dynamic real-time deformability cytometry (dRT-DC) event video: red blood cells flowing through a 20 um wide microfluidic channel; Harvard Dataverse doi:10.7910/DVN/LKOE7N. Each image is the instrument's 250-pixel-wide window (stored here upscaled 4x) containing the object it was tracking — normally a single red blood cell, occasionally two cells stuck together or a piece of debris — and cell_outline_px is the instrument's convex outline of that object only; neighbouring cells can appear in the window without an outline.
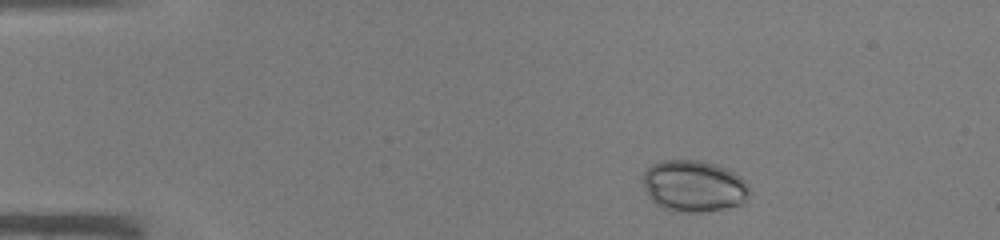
{"species": "common noctule bat (a hibernating species)", "species_latin": "Nyctalus noctula", "temperature_condition": "warm", "stored_images_in_passage": 38, "camera_frame_rate_fps": 3000, "um_per_image_px": 0.085, "animal": {"sex": "male", "body_mass_g": 19.0, "forearm_length_mm": 50.8}, "frame": {"image": 1, "passage_image": 1, "time_ms": 0.0, "image_size_px": [1000, 240], "cell_outline_px": [[748, 204], [700, 212], [680, 212], [664, 208], [656, 204], [648, 196], [644, 184], [644, 172], [652, 164], [660, 160], [700, 160], [720, 164], [740, 176], [748, 184]], "centroid_in_image_um": [59.02, 15.81], "position_along_channel_um": 26.0, "area_um2": 32.31}}
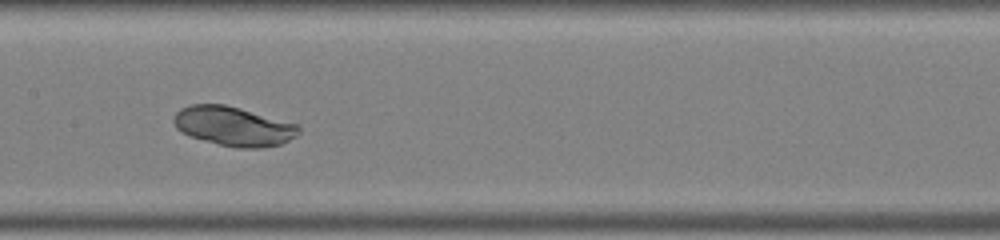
{"frame": {"image": 2, "passage_image": 17, "time_ms": 5.333, "image_size_px": [1000, 240], "cell_outline_px": [[300, 132], [296, 136], [280, 144], [264, 148], [236, 148], [188, 136], [180, 132], [176, 128], [172, 120], [176, 112], [180, 108], [192, 104], [224, 104], [240, 108], [300, 124]], "centroid_in_image_um": [19.85, 10.73], "position_along_channel_um": 187.6, "area_um2": 28.9}}
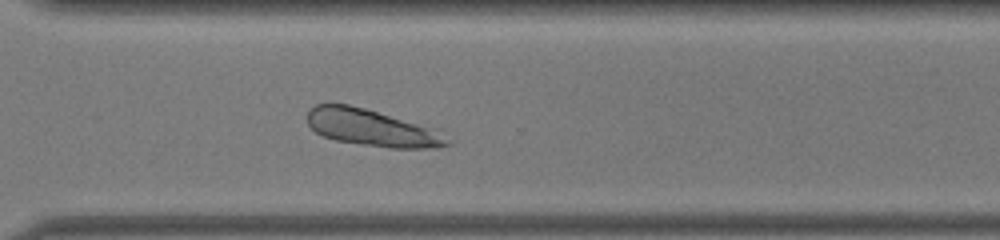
{"frame": {"image": 3, "passage_image": 27, "time_ms": 8.667, "image_size_px": [1000, 240], "cell_outline_px": [[452, 144], [440, 148], [388, 148], [360, 144], [336, 140], [324, 136], [316, 132], [308, 124], [308, 112], [316, 104], [348, 104], [364, 108], [436, 128], [452, 140]], "centroid_in_image_um": [31.7, 10.88], "position_along_channel_um": 338.9, "area_um2": 30.11}}